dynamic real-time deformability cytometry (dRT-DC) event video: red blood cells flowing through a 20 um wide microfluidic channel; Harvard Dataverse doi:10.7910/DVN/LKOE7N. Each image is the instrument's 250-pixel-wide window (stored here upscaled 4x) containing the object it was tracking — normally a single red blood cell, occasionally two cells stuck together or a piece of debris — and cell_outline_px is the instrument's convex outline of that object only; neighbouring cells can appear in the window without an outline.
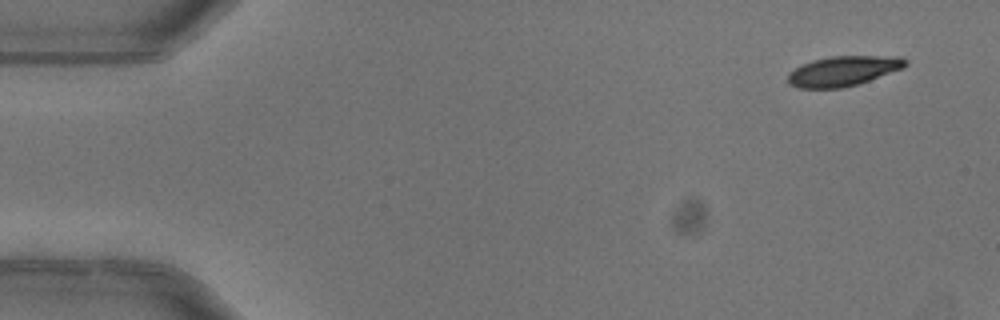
{"species": "common noctule bat (a hibernating species)", "species_latin": "Nyctalus noctula", "temperature_condition": "warm", "stored_images_in_passage": 3, "camera_frame_rate_fps": 3000, "um_per_image_px": 0.085, "animal": {"sex": "female"}, "frame": {"image": 1, "passage_image": 1, "time_ms": 0.0, "image_size_px": [1000, 320], "cell_outline_px": [[908, 64], [904, 68], [856, 84], [840, 88], [800, 88], [788, 84], [788, 72], [812, 60], [828, 56], [904, 56], [908, 60]], "centroid_in_image_um": [71.7, 6.02], "position_along_channel_um": 13.3, "area_um2": 20.52}}